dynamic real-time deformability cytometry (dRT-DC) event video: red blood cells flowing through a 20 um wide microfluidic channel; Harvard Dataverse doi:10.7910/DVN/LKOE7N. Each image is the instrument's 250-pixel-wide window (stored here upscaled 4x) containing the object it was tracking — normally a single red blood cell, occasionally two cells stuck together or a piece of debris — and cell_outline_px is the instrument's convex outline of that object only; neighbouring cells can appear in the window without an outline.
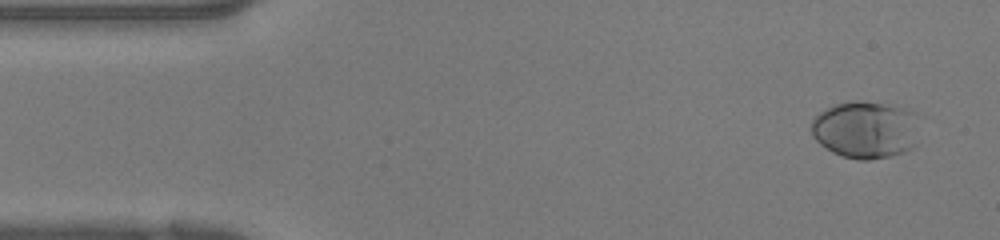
{"species": "human", "species_latin": "Homo sapiens", "temperature_condition": "warm", "stored_images_in_passage": 39, "camera_frame_rate_fps": 3000, "um_per_image_px": 0.085, "donor": {"sex": "female"}, "frame": {"image": 1, "passage_image": 2, "time_ms": 0.333, "image_size_px": [1000, 240], "cell_outline_px": [[912, 148], [904, 152], [888, 156], [868, 160], [856, 160], [832, 152], [820, 144], [812, 136], [812, 120], [820, 112], [836, 104], [852, 100], [880, 104], [904, 108], [912, 112]], "centroid_in_image_um": [73.44, 11.04], "position_along_channel_um": 11.6, "area_um2": 34.8}}
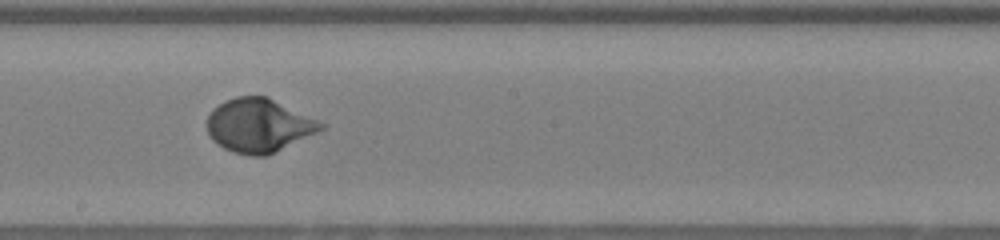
{"frame": {"image": 2, "passage_image": 21, "time_ms": 6.667, "image_size_px": [1000, 240], "cell_outline_px": [[328, 124], [324, 128], [268, 156], [252, 156], [232, 152], [216, 144], [208, 136], [208, 116], [212, 108], [236, 96], [268, 96]], "centroid_in_image_um": [22.01, 10.66], "position_along_channel_um": 226.2, "area_um2": 35.78}}
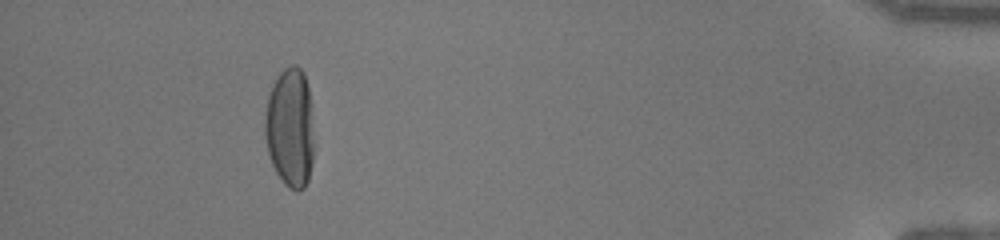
{"frame": {"image": 3, "passage_image": 36, "time_ms": 11.667, "image_size_px": [1000, 240], "cell_outline_px": [[312, 164], [308, 180], [304, 188], [296, 192], [288, 188], [284, 184], [276, 172], [272, 164], [268, 152], [264, 136], [264, 120], [268, 96], [280, 72], [284, 68], [292, 64], [296, 64], [304, 72], [308, 88], [312, 140]], "centroid_in_image_um": [24.63, 10.89], "position_along_channel_um": 410.6, "area_um2": 33.87}}